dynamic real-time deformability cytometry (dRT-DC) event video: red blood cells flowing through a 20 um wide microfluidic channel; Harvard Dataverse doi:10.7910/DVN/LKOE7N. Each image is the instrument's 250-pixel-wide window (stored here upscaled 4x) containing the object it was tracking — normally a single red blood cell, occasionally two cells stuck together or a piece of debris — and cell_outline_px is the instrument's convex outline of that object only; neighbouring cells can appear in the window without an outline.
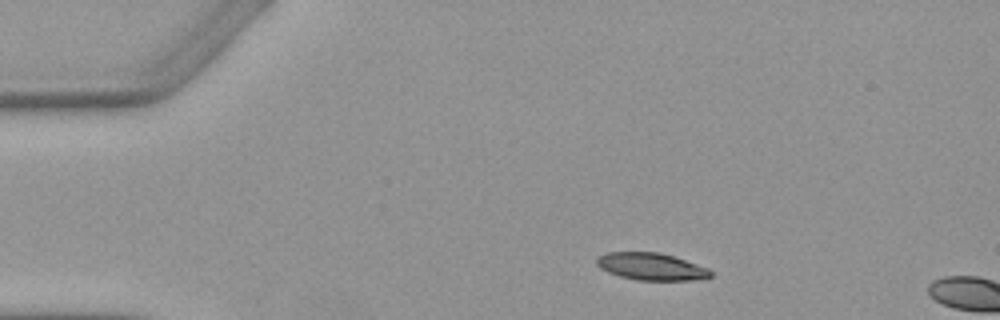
{"species": "Egyptian fruit bat (a non-hibernating species)", "species_latin": "Rousettus aegyptiacus", "temperature_condition": "warm", "stored_images_in_passage": 2, "camera_frame_rate_fps": 3000, "um_per_image_px": 0.085, "animal": {"sex": "female"}, "frame": {"image": 1, "passage_image": 1, "time_ms": 0.0, "image_size_px": [1000, 320], "cell_outline_px": [[712, 276], [692, 280], [636, 280], [620, 276], [608, 272], [600, 268], [596, 264], [596, 256], [608, 252], [660, 252], [708, 268], [712, 272]], "centroid_in_image_um": [55.3, 22.65], "position_along_channel_um": 29.7, "area_um2": 17.98}}